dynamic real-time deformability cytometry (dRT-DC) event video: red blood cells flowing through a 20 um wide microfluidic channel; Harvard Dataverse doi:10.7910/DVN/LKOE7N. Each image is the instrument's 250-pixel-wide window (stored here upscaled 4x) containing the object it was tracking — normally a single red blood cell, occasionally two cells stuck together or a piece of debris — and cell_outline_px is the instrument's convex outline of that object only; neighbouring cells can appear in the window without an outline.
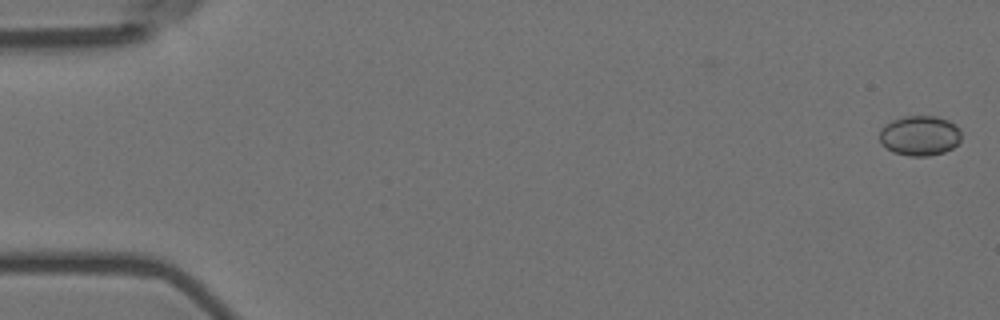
{"species": "Egyptian fruit bat (a non-hibernating species)", "species_latin": "Rousettus aegyptiacus", "temperature_condition": "room temperature", "stored_images_in_passage": 57, "camera_frame_rate_fps": 3000, "um_per_image_px": 0.085, "animal": {"sex": "female"}, "frame": {"image": 1, "passage_image": 1, "time_ms": 0.0, "image_size_px": [1000, 320], "cell_outline_px": [[960, 140], [952, 148], [944, 152], [928, 156], [908, 156], [892, 152], [880, 144], [880, 128], [892, 120], [904, 116], [936, 116], [948, 120], [960, 128]], "centroid_in_image_um": [78.16, 11.53], "position_along_channel_um": 6.8, "area_um2": 19.19}}
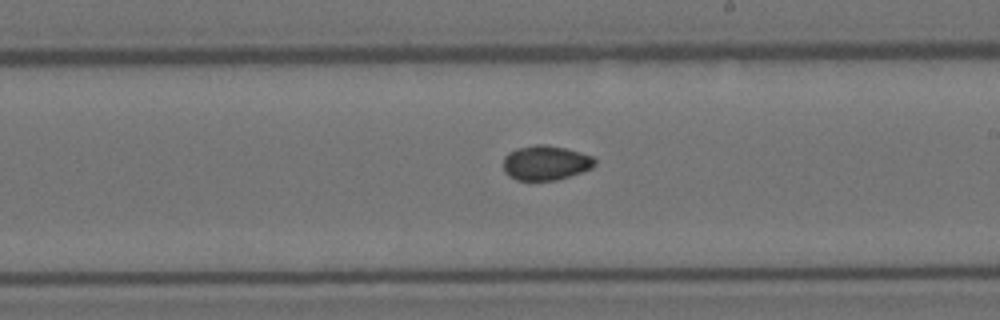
{"frame": {"image": 2, "passage_image": 33, "time_ms": 10.667, "image_size_px": [1000, 320], "cell_outline_px": [[596, 164], [592, 168], [556, 180], [516, 180], [508, 176], [504, 172], [504, 156], [508, 152], [516, 148], [536, 144], [544, 144], [564, 148], [580, 152], [592, 156], [596, 160]], "centroid_in_image_um": [46.36, 13.83], "position_along_channel_um": 242.6, "area_um2": 18.5}}
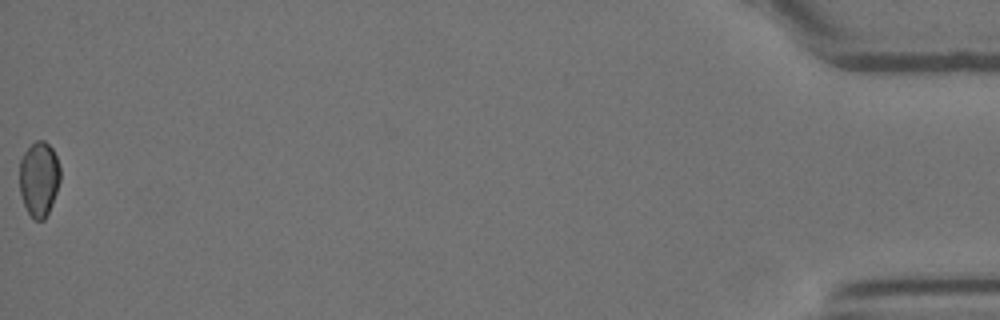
{"frame": {"image": 3, "passage_image": 57, "time_ms": 18.667, "image_size_px": [1000, 320], "cell_outline_px": [[60, 180], [56, 192], [48, 212], [44, 220], [36, 220], [28, 212], [24, 204], [20, 192], [20, 160], [24, 152], [36, 140], [44, 140], [52, 148], [56, 156], [60, 168]], "centroid_in_image_um": [3.32, 15.18], "position_along_channel_um": 431.9, "area_um2": 17.57}, "authors_computed_cell_mechanics": {"area_um2": 18.3226, "velocity_mm_per_s": 3.6044, "shape_relaxation_time_tau1_ms": null, "shape_relaxation_time_tau2_ms": 5.3617, "deformation_change_tau1": null, "deformation_change_tau2": 0.0663}}